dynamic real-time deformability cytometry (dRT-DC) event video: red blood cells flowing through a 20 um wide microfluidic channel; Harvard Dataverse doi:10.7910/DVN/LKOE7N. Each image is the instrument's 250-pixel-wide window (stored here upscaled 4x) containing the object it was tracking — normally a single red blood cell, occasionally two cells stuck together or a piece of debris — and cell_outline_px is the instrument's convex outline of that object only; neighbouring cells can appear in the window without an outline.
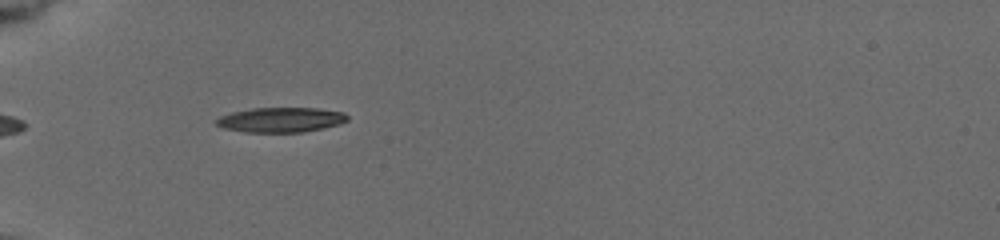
{"species": "common noctule bat (a hibernating species)", "species_latin": "Nyctalus noctula", "temperature_condition": "cold", "stored_images_in_passage": 4, "camera_frame_rate_fps": 3000, "um_per_image_px": 0.085, "animal": {"sex": "female", "body_mass_g": 19.5, "forearm_length_mm": 54.1}, "frame": {"image": 1, "passage_image": 1, "time_ms": 0.0, "image_size_px": [1000, 240], "cell_outline_px": [[348, 120], [340, 124], [304, 132], [244, 132], [224, 128], [216, 124], [216, 120], [220, 116], [232, 112], [252, 108], [316, 108], [344, 112], [348, 116]], "centroid_in_image_um": [23.88, 10.18], "position_along_channel_um": 61.1, "area_um2": 18.96}}